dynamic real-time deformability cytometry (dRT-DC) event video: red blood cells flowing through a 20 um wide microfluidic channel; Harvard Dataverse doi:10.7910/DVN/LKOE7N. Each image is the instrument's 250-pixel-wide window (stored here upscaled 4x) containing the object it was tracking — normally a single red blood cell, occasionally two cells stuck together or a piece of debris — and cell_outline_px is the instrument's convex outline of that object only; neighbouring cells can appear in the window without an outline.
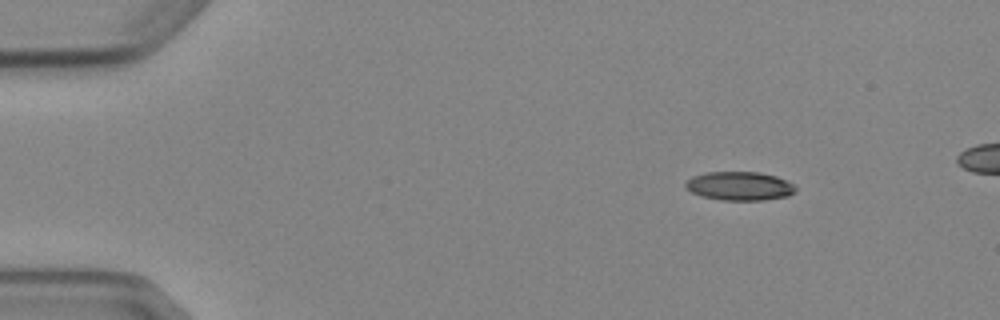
{"species": "Egyptian fruit bat (a non-hibernating species)", "species_latin": "Rousettus aegyptiacus", "temperature_condition": "cold", "stored_images_in_passage": 4, "camera_frame_rate_fps": 3000, "um_per_image_px": 0.085, "animal": {"sex": "female"}, "frame": {"image": 1, "passage_image": 1, "time_ms": 0.0, "image_size_px": [1000, 320], "cell_outline_px": [[796, 192], [788, 196], [764, 200], [724, 200], [704, 196], [692, 192], [684, 188], [684, 184], [692, 176], [704, 172], [760, 172], [776, 176], [792, 184], [796, 188]], "centroid_in_image_um": [62.85, 15.8], "position_along_channel_um": 22.1, "area_um2": 18.38}}